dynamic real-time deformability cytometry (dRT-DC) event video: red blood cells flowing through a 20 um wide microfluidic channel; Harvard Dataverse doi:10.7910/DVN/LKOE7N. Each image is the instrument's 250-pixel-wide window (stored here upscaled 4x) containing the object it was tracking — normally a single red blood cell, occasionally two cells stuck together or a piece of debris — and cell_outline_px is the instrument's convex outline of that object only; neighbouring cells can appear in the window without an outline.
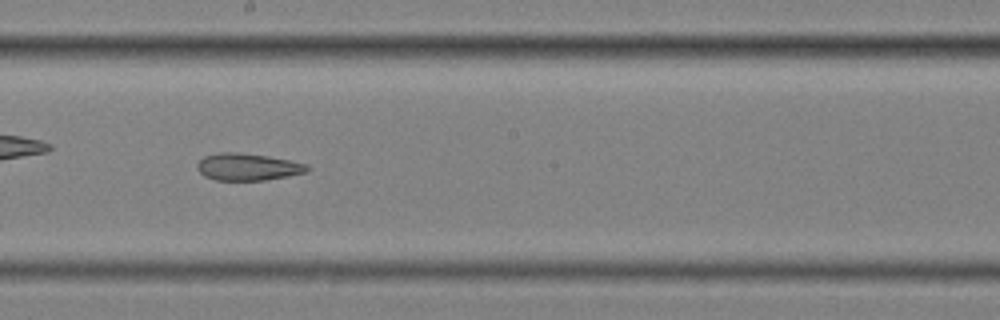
{"species": "common noctule bat (a hibernating species)", "species_latin": "Nyctalus noctula", "temperature_condition": "cold", "stored_images_in_passage": 11, "camera_frame_rate_fps": 3000, "um_per_image_px": 0.085, "animal": {"sex": "female", "body_mass_g": 25.1}, "frame": {"image": 1, "passage_image": 7, "time_ms": 2.0, "image_size_px": [1000, 320], "cell_outline_px": [[312, 168], [308, 172], [288, 176], [264, 180], [216, 180], [204, 176], [196, 168], [196, 164], [204, 156], [216, 152], [236, 152], [268, 156], [308, 164]], "centroid_in_image_um": [21.06, 14.18], "position_along_channel_um": 227.1, "area_um2": 17.51}}
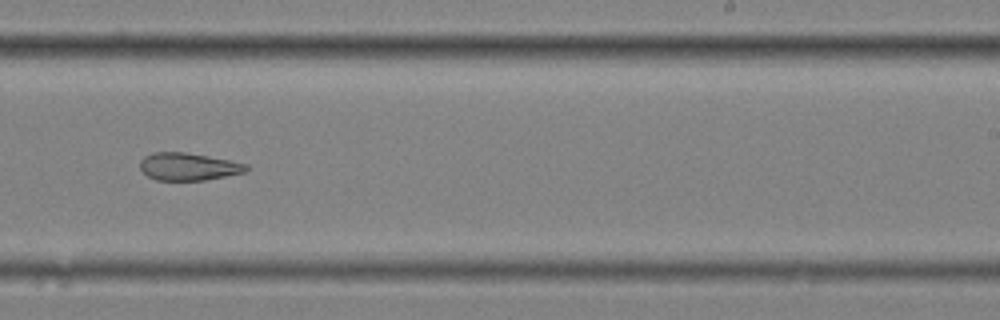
{"frame": {"image": 2, "passage_image": 8, "time_ms": 2.333, "image_size_px": [1000, 320], "cell_outline_px": [[248, 172], [204, 180], [156, 180], [148, 176], [140, 168], [140, 160], [144, 156], [152, 152], [184, 152], [208, 156], [248, 164]], "centroid_in_image_um": [16.01, 14.16], "position_along_channel_um": 273.0, "area_um2": 17.05}}